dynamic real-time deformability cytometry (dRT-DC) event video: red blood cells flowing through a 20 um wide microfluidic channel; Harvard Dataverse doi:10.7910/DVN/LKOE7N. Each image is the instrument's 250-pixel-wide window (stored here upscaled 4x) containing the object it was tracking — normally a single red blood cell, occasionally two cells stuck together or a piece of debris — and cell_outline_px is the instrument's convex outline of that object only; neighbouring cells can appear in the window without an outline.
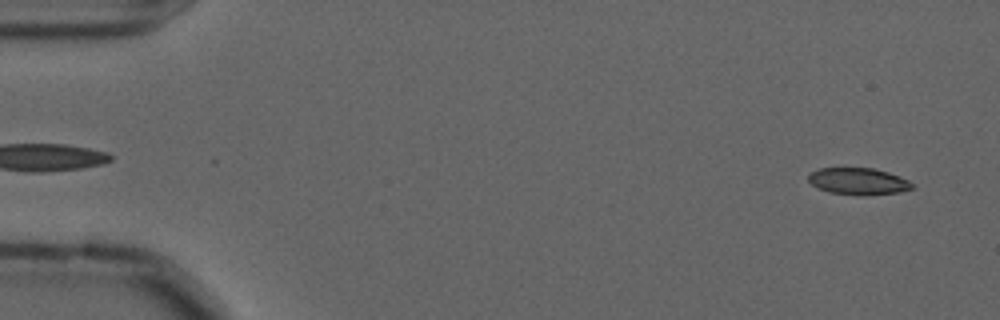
{"species": "common noctule bat (a hibernating species)", "species_latin": "Nyctalus noctula", "temperature_condition": "cold", "stored_images_in_passage": 58, "camera_frame_rate_fps": 3000, "um_per_image_px": 0.085, "animal": {"sex": "male", "forearm_length_mm": 52.5}, "frame": {"image": 1, "passage_image": 3, "time_ms": 0.667, "image_size_px": [1000, 320], "cell_outline_px": [[916, 188], [900, 192], [864, 196], [860, 196], [828, 192], [812, 184], [808, 180], [808, 172], [820, 168], [872, 168], [888, 172], [900, 176], [908, 180]], "centroid_in_image_um": [72.97, 15.42], "position_along_channel_um": 12.0, "area_um2": 16.42}}
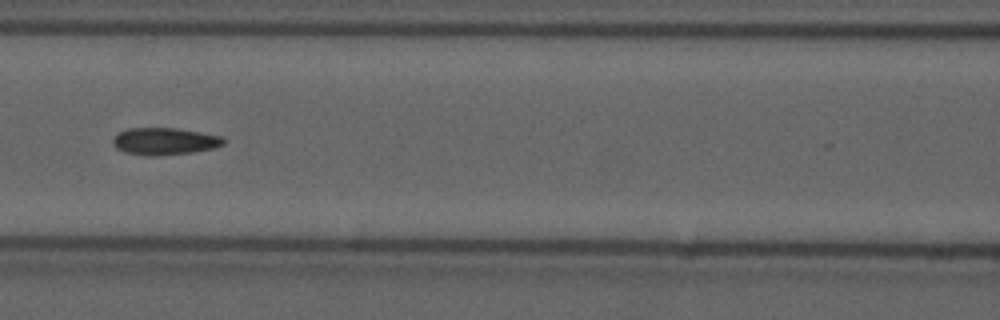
{"frame": {"image": 2, "passage_image": 25, "time_ms": 8.0, "image_size_px": [1000, 320], "cell_outline_px": [[224, 144], [216, 148], [192, 152], [156, 156], [144, 156], [124, 152], [116, 148], [112, 144], [112, 140], [120, 132], [128, 128], [176, 128], [224, 136]], "centroid_in_image_um": [14.0, 12.01], "position_along_channel_um": 152.6, "area_um2": 17.63}}
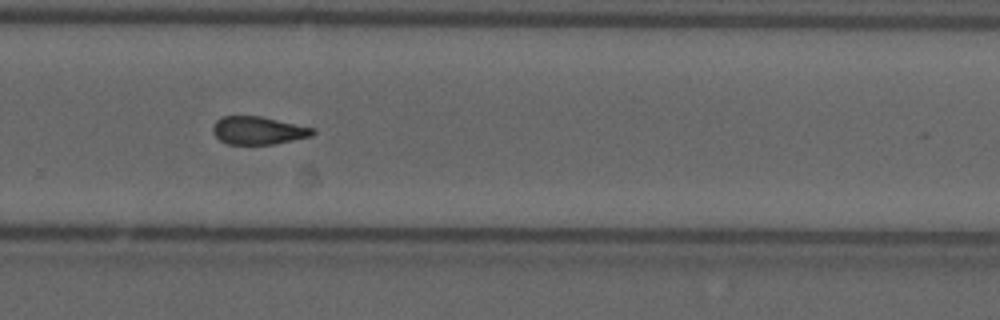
{"frame": {"image": 3, "passage_image": 38, "time_ms": 12.333, "image_size_px": [1000, 320], "cell_outline_px": [[316, 132], [312, 136], [272, 144], [228, 144], [220, 140], [212, 132], [212, 128], [216, 120], [220, 116], [260, 116], [316, 128]], "centroid_in_image_um": [21.95, 11.08], "position_along_channel_um": 307.8, "area_um2": 16.3}, "authors_computed_cell_mechanics": {"area_um2": 16.9932, "velocity_mm_per_s": 3.604, "shape_relaxation_time_tau1_ms": null, "shape_relaxation_time_tau2_ms": 3.0521, "deformation_change_tau1": null, "deformation_change_tau2": 0.0959}}